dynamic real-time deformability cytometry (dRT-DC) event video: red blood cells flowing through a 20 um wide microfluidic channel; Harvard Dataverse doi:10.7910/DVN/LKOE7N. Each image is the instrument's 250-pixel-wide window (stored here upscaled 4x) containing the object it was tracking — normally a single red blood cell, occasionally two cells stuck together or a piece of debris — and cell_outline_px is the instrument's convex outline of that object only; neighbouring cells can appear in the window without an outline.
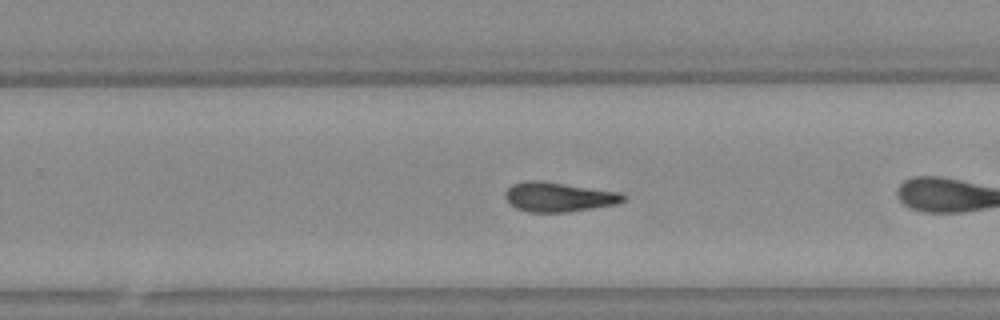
{"species": "Egyptian fruit bat (a non-hibernating species)", "species_latin": "Rousettus aegyptiacus", "temperature_condition": "warm", "stored_images_in_passage": 25, "camera_frame_rate_fps": 3000, "um_per_image_px": 0.085, "animal": {"sex": "female"}, "frame": {"image": 1, "passage_image": 18, "time_ms": 5.667, "image_size_px": [1000, 320], "cell_outline_px": [[628, 196], [624, 200], [616, 204], [568, 212], [528, 212], [516, 208], [504, 196], [504, 192], [512, 184], [528, 180], [540, 180], [624, 192]], "centroid_in_image_um": [47.53, 16.73], "position_along_channel_um": 282.3, "area_um2": 20.52}}